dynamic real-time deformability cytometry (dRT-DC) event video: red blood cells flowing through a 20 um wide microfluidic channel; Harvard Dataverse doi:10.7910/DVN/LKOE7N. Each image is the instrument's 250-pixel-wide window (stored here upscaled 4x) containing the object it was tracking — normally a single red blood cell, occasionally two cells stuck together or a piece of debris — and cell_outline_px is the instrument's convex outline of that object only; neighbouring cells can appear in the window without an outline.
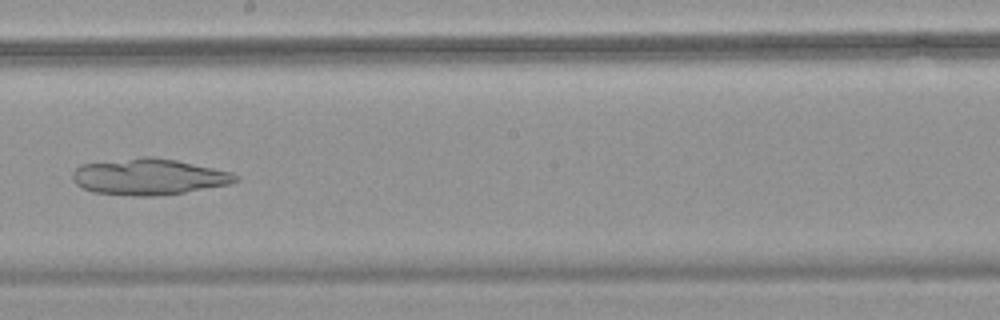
{"species": "common noctule bat (a hibernating species)", "species_latin": "Nyctalus noctula", "temperature_condition": "warm", "stored_images_in_passage": 48, "camera_frame_rate_fps": 3000, "um_per_image_px": 0.085, "animal": {"sex": "female", "body_mass_g": 18.4}, "frame": {"image": 1, "passage_image": 28, "time_ms": 9.0, "image_size_px": [1000, 320], "cell_outline_px": [[240, 180], [228, 184], [184, 192], [152, 196], [132, 196], [92, 192], [76, 184], [72, 180], [72, 172], [80, 164], [140, 156], [152, 156], [176, 160], [232, 172], [240, 176]], "centroid_in_image_um": [12.62, 15.01], "position_along_channel_um": 235.6, "area_um2": 34.56}}
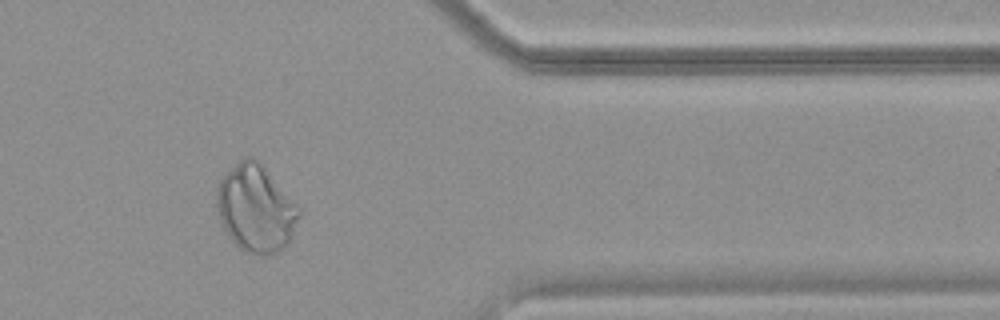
{"frame": {"image": 2, "passage_image": 40, "time_ms": 13.0, "image_size_px": [1000, 320], "cell_outline_px": [[300, 216], [284, 248], [276, 252], [260, 256], [248, 252], [240, 248], [224, 232], [220, 220], [216, 204], [216, 192], [220, 176], [244, 156], [252, 156], [260, 164], [300, 208]], "centroid_in_image_um": [21.68, 17.72], "position_along_channel_um": 389.7, "area_um2": 41.38}}
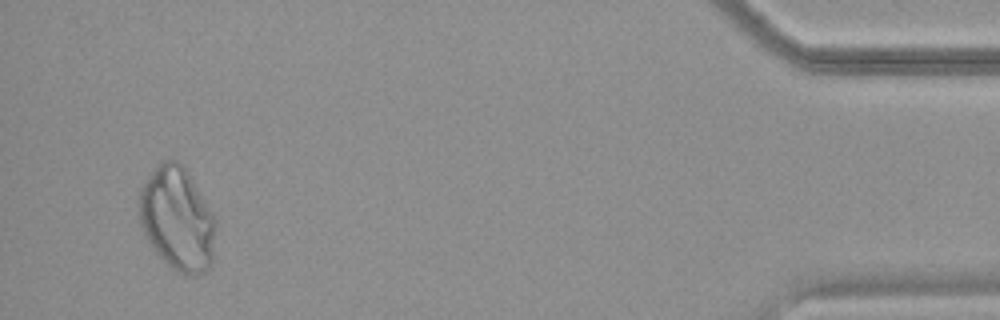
{"frame": {"image": 3, "passage_image": 46, "time_ms": 15.0, "image_size_px": [1000, 320], "cell_outline_px": [[216, 224], [212, 264], [204, 272], [196, 276], [188, 276], [172, 268], [156, 252], [148, 240], [140, 224], [136, 204], [140, 188], [156, 164], [164, 160], [176, 160], [184, 164], [212, 212], [216, 220]], "centroid_in_image_um": [15.05, 18.57], "position_along_channel_um": 420.1, "area_um2": 46.76}}